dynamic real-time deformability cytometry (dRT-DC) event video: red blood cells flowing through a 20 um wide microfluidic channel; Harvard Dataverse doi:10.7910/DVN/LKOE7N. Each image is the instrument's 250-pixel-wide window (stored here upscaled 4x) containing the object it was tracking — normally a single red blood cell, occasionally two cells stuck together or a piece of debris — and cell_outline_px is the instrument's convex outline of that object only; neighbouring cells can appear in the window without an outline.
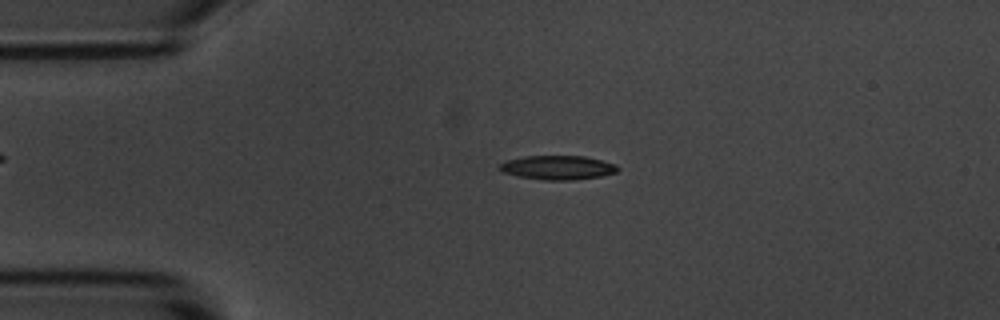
{"species": "common noctule bat (a hibernating species)", "species_latin": "Nyctalus noctula", "temperature_condition": "room temperature", "stored_images_in_passage": 49, "camera_frame_rate_fps": 3000, "um_per_image_px": 0.085, "animal": {"sex": "male", "body_mass_g": 20.1, "forearm_length_mm": 53.5}, "frame": {"image": 1, "passage_image": 7, "time_ms": 2.0, "image_size_px": [1000, 320], "cell_outline_px": [[620, 168], [616, 172], [600, 176], [572, 180], [544, 180], [520, 176], [504, 172], [496, 168], [496, 164], [504, 160], [524, 156], [584, 156], [616, 164]], "centroid_in_image_um": [47.35, 14.23], "position_along_channel_um": 37.7, "area_um2": 16.65}}
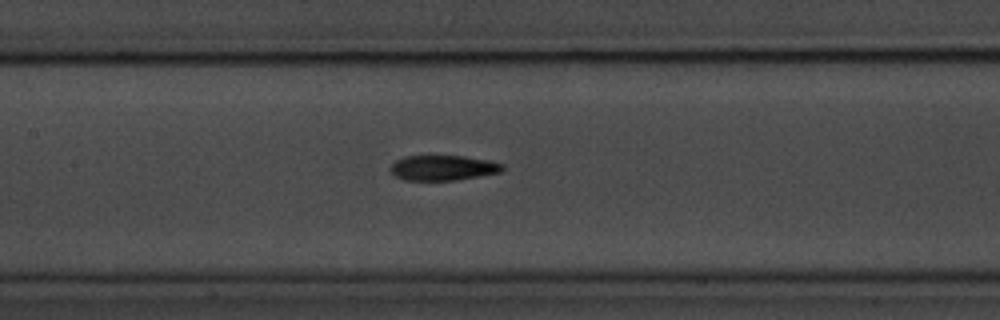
{"frame": {"image": 2, "passage_image": 20, "time_ms": 6.333, "image_size_px": [1000, 320], "cell_outline_px": [[504, 168], [500, 172], [480, 176], [456, 180], [404, 180], [396, 176], [392, 172], [392, 164], [396, 160], [404, 156], [464, 156], [488, 160], [504, 164]], "centroid_in_image_um": [37.68, 14.26], "position_along_channel_um": 169.7, "area_um2": 16.3}}
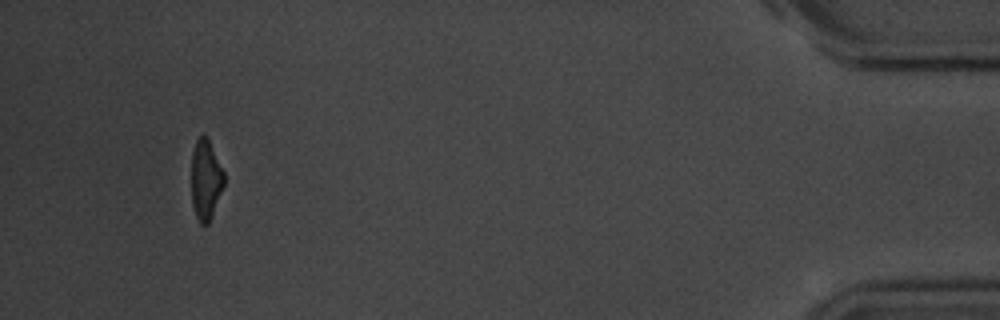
{"frame": {"image": 3, "passage_image": 46, "time_ms": 15.0, "image_size_px": [1000, 320], "cell_outline_px": [[224, 184], [212, 216], [208, 224], [200, 224], [196, 216], [192, 204], [192, 152], [196, 140], [204, 132], [208, 136], [224, 172]], "centroid_in_image_um": [17.49, 15.23], "position_along_channel_um": 417.7, "area_um2": 15.32}, "authors_computed_cell_mechanics": {"area_um2": 16.6464, "velocity_mm_per_s": 3.6992, "shape_relaxation_time_tau1_ms": 2.8472, "shape_relaxation_time_tau2_ms": 4.4355, "deformation_change_tau1": 0.131, "deformation_change_tau2": 0.113}}